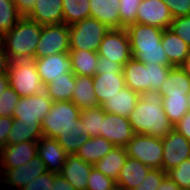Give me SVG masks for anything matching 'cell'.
<instances>
[{
    "label": "cell",
    "mask_w": 190,
    "mask_h": 190,
    "mask_svg": "<svg viewBox=\"0 0 190 190\" xmlns=\"http://www.w3.org/2000/svg\"><path fill=\"white\" fill-rule=\"evenodd\" d=\"M37 156L48 171L60 174L68 154L55 138L41 137L38 140Z\"/></svg>",
    "instance_id": "17"
},
{
    "label": "cell",
    "mask_w": 190,
    "mask_h": 190,
    "mask_svg": "<svg viewBox=\"0 0 190 190\" xmlns=\"http://www.w3.org/2000/svg\"><path fill=\"white\" fill-rule=\"evenodd\" d=\"M80 119L83 122V135L91 137H101L102 120L104 119V109L101 105L94 108L81 110Z\"/></svg>",
    "instance_id": "35"
},
{
    "label": "cell",
    "mask_w": 190,
    "mask_h": 190,
    "mask_svg": "<svg viewBox=\"0 0 190 190\" xmlns=\"http://www.w3.org/2000/svg\"><path fill=\"white\" fill-rule=\"evenodd\" d=\"M109 29L105 24L92 17L70 25V50L98 52L100 43Z\"/></svg>",
    "instance_id": "4"
},
{
    "label": "cell",
    "mask_w": 190,
    "mask_h": 190,
    "mask_svg": "<svg viewBox=\"0 0 190 190\" xmlns=\"http://www.w3.org/2000/svg\"><path fill=\"white\" fill-rule=\"evenodd\" d=\"M161 43L167 55L168 62L173 66H180L190 54V46L172 30L164 29Z\"/></svg>",
    "instance_id": "23"
},
{
    "label": "cell",
    "mask_w": 190,
    "mask_h": 190,
    "mask_svg": "<svg viewBox=\"0 0 190 190\" xmlns=\"http://www.w3.org/2000/svg\"><path fill=\"white\" fill-rule=\"evenodd\" d=\"M106 72L123 73V66L105 57H99L96 74H105Z\"/></svg>",
    "instance_id": "47"
},
{
    "label": "cell",
    "mask_w": 190,
    "mask_h": 190,
    "mask_svg": "<svg viewBox=\"0 0 190 190\" xmlns=\"http://www.w3.org/2000/svg\"><path fill=\"white\" fill-rule=\"evenodd\" d=\"M100 130L101 137L116 147H125L134 135L128 118L105 111Z\"/></svg>",
    "instance_id": "13"
},
{
    "label": "cell",
    "mask_w": 190,
    "mask_h": 190,
    "mask_svg": "<svg viewBox=\"0 0 190 190\" xmlns=\"http://www.w3.org/2000/svg\"><path fill=\"white\" fill-rule=\"evenodd\" d=\"M12 124V117H0V150L7 145L8 133L11 130Z\"/></svg>",
    "instance_id": "48"
},
{
    "label": "cell",
    "mask_w": 190,
    "mask_h": 190,
    "mask_svg": "<svg viewBox=\"0 0 190 190\" xmlns=\"http://www.w3.org/2000/svg\"><path fill=\"white\" fill-rule=\"evenodd\" d=\"M42 134L41 124H25L13 119L11 130L8 133L7 145H14L24 141H38Z\"/></svg>",
    "instance_id": "33"
},
{
    "label": "cell",
    "mask_w": 190,
    "mask_h": 190,
    "mask_svg": "<svg viewBox=\"0 0 190 190\" xmlns=\"http://www.w3.org/2000/svg\"><path fill=\"white\" fill-rule=\"evenodd\" d=\"M51 190H76L61 174H56Z\"/></svg>",
    "instance_id": "51"
},
{
    "label": "cell",
    "mask_w": 190,
    "mask_h": 190,
    "mask_svg": "<svg viewBox=\"0 0 190 190\" xmlns=\"http://www.w3.org/2000/svg\"><path fill=\"white\" fill-rule=\"evenodd\" d=\"M37 0H14L16 9L22 17H27Z\"/></svg>",
    "instance_id": "50"
},
{
    "label": "cell",
    "mask_w": 190,
    "mask_h": 190,
    "mask_svg": "<svg viewBox=\"0 0 190 190\" xmlns=\"http://www.w3.org/2000/svg\"><path fill=\"white\" fill-rule=\"evenodd\" d=\"M69 56L72 59V72L74 75L95 76L99 59L98 52L88 50H70Z\"/></svg>",
    "instance_id": "30"
},
{
    "label": "cell",
    "mask_w": 190,
    "mask_h": 190,
    "mask_svg": "<svg viewBox=\"0 0 190 190\" xmlns=\"http://www.w3.org/2000/svg\"><path fill=\"white\" fill-rule=\"evenodd\" d=\"M87 182L86 190H109L116 183L112 178L105 176L94 167L89 174Z\"/></svg>",
    "instance_id": "42"
},
{
    "label": "cell",
    "mask_w": 190,
    "mask_h": 190,
    "mask_svg": "<svg viewBox=\"0 0 190 190\" xmlns=\"http://www.w3.org/2000/svg\"><path fill=\"white\" fill-rule=\"evenodd\" d=\"M125 86L141 94L147 92V64L131 58L123 66Z\"/></svg>",
    "instance_id": "26"
},
{
    "label": "cell",
    "mask_w": 190,
    "mask_h": 190,
    "mask_svg": "<svg viewBox=\"0 0 190 190\" xmlns=\"http://www.w3.org/2000/svg\"><path fill=\"white\" fill-rule=\"evenodd\" d=\"M142 0H120V25L123 28L136 23L137 11Z\"/></svg>",
    "instance_id": "39"
},
{
    "label": "cell",
    "mask_w": 190,
    "mask_h": 190,
    "mask_svg": "<svg viewBox=\"0 0 190 190\" xmlns=\"http://www.w3.org/2000/svg\"><path fill=\"white\" fill-rule=\"evenodd\" d=\"M55 175V173L47 171L38 177L33 178V180L29 181V183H27V185L21 190H51Z\"/></svg>",
    "instance_id": "45"
},
{
    "label": "cell",
    "mask_w": 190,
    "mask_h": 190,
    "mask_svg": "<svg viewBox=\"0 0 190 190\" xmlns=\"http://www.w3.org/2000/svg\"><path fill=\"white\" fill-rule=\"evenodd\" d=\"M34 61L44 86L62 77V74L72 71V59L69 52L35 58Z\"/></svg>",
    "instance_id": "15"
},
{
    "label": "cell",
    "mask_w": 190,
    "mask_h": 190,
    "mask_svg": "<svg viewBox=\"0 0 190 190\" xmlns=\"http://www.w3.org/2000/svg\"><path fill=\"white\" fill-rule=\"evenodd\" d=\"M172 65H159L155 63L147 64V92L158 91L164 80L168 77Z\"/></svg>",
    "instance_id": "38"
},
{
    "label": "cell",
    "mask_w": 190,
    "mask_h": 190,
    "mask_svg": "<svg viewBox=\"0 0 190 190\" xmlns=\"http://www.w3.org/2000/svg\"><path fill=\"white\" fill-rule=\"evenodd\" d=\"M83 133V122L79 117L74 129L60 130L56 140L68 155H74L80 146L91 138L90 135H83Z\"/></svg>",
    "instance_id": "31"
},
{
    "label": "cell",
    "mask_w": 190,
    "mask_h": 190,
    "mask_svg": "<svg viewBox=\"0 0 190 190\" xmlns=\"http://www.w3.org/2000/svg\"><path fill=\"white\" fill-rule=\"evenodd\" d=\"M8 77L10 86L20 97L32 96L44 90L34 59L10 61Z\"/></svg>",
    "instance_id": "5"
},
{
    "label": "cell",
    "mask_w": 190,
    "mask_h": 190,
    "mask_svg": "<svg viewBox=\"0 0 190 190\" xmlns=\"http://www.w3.org/2000/svg\"><path fill=\"white\" fill-rule=\"evenodd\" d=\"M27 18L42 26L63 23L62 0H37Z\"/></svg>",
    "instance_id": "20"
},
{
    "label": "cell",
    "mask_w": 190,
    "mask_h": 190,
    "mask_svg": "<svg viewBox=\"0 0 190 190\" xmlns=\"http://www.w3.org/2000/svg\"><path fill=\"white\" fill-rule=\"evenodd\" d=\"M47 168L36 155L31 161L14 169H0V184L21 190L33 178L47 172Z\"/></svg>",
    "instance_id": "11"
},
{
    "label": "cell",
    "mask_w": 190,
    "mask_h": 190,
    "mask_svg": "<svg viewBox=\"0 0 190 190\" xmlns=\"http://www.w3.org/2000/svg\"><path fill=\"white\" fill-rule=\"evenodd\" d=\"M113 147L115 146L103 137H91L80 146L75 155L84 162L94 165L105 157Z\"/></svg>",
    "instance_id": "27"
},
{
    "label": "cell",
    "mask_w": 190,
    "mask_h": 190,
    "mask_svg": "<svg viewBox=\"0 0 190 190\" xmlns=\"http://www.w3.org/2000/svg\"><path fill=\"white\" fill-rule=\"evenodd\" d=\"M150 169L149 166L142 164L139 160L128 156L116 184L127 190H134L144 180Z\"/></svg>",
    "instance_id": "24"
},
{
    "label": "cell",
    "mask_w": 190,
    "mask_h": 190,
    "mask_svg": "<svg viewBox=\"0 0 190 190\" xmlns=\"http://www.w3.org/2000/svg\"><path fill=\"white\" fill-rule=\"evenodd\" d=\"M63 23L70 26L90 17L89 0H62Z\"/></svg>",
    "instance_id": "34"
},
{
    "label": "cell",
    "mask_w": 190,
    "mask_h": 190,
    "mask_svg": "<svg viewBox=\"0 0 190 190\" xmlns=\"http://www.w3.org/2000/svg\"><path fill=\"white\" fill-rule=\"evenodd\" d=\"M94 166L84 162L77 155H68L61 175L76 189L86 190L88 177Z\"/></svg>",
    "instance_id": "18"
},
{
    "label": "cell",
    "mask_w": 190,
    "mask_h": 190,
    "mask_svg": "<svg viewBox=\"0 0 190 190\" xmlns=\"http://www.w3.org/2000/svg\"><path fill=\"white\" fill-rule=\"evenodd\" d=\"M53 100L43 90L32 96L20 97L12 118L25 124H41L51 110Z\"/></svg>",
    "instance_id": "8"
},
{
    "label": "cell",
    "mask_w": 190,
    "mask_h": 190,
    "mask_svg": "<svg viewBox=\"0 0 190 190\" xmlns=\"http://www.w3.org/2000/svg\"><path fill=\"white\" fill-rule=\"evenodd\" d=\"M99 57L108 58L124 66L131 58V47L125 28L109 29L98 50Z\"/></svg>",
    "instance_id": "10"
},
{
    "label": "cell",
    "mask_w": 190,
    "mask_h": 190,
    "mask_svg": "<svg viewBox=\"0 0 190 190\" xmlns=\"http://www.w3.org/2000/svg\"><path fill=\"white\" fill-rule=\"evenodd\" d=\"M128 120L134 134L164 138L174 129L164 112L163 96L155 90L140 94L136 108L129 114Z\"/></svg>",
    "instance_id": "1"
},
{
    "label": "cell",
    "mask_w": 190,
    "mask_h": 190,
    "mask_svg": "<svg viewBox=\"0 0 190 190\" xmlns=\"http://www.w3.org/2000/svg\"><path fill=\"white\" fill-rule=\"evenodd\" d=\"M109 190H127V189L115 183Z\"/></svg>",
    "instance_id": "56"
},
{
    "label": "cell",
    "mask_w": 190,
    "mask_h": 190,
    "mask_svg": "<svg viewBox=\"0 0 190 190\" xmlns=\"http://www.w3.org/2000/svg\"><path fill=\"white\" fill-rule=\"evenodd\" d=\"M81 110L72 101H53L41 122L43 137L57 138L60 130L74 129Z\"/></svg>",
    "instance_id": "6"
},
{
    "label": "cell",
    "mask_w": 190,
    "mask_h": 190,
    "mask_svg": "<svg viewBox=\"0 0 190 190\" xmlns=\"http://www.w3.org/2000/svg\"><path fill=\"white\" fill-rule=\"evenodd\" d=\"M169 29L190 46V14L173 18Z\"/></svg>",
    "instance_id": "44"
},
{
    "label": "cell",
    "mask_w": 190,
    "mask_h": 190,
    "mask_svg": "<svg viewBox=\"0 0 190 190\" xmlns=\"http://www.w3.org/2000/svg\"><path fill=\"white\" fill-rule=\"evenodd\" d=\"M127 155L139 160L153 169H162L163 145L162 138L144 134H134L125 146Z\"/></svg>",
    "instance_id": "7"
},
{
    "label": "cell",
    "mask_w": 190,
    "mask_h": 190,
    "mask_svg": "<svg viewBox=\"0 0 190 190\" xmlns=\"http://www.w3.org/2000/svg\"><path fill=\"white\" fill-rule=\"evenodd\" d=\"M158 91L163 97L188 95L190 93V78L180 66L172 67Z\"/></svg>",
    "instance_id": "28"
},
{
    "label": "cell",
    "mask_w": 190,
    "mask_h": 190,
    "mask_svg": "<svg viewBox=\"0 0 190 190\" xmlns=\"http://www.w3.org/2000/svg\"><path fill=\"white\" fill-rule=\"evenodd\" d=\"M38 150V141L18 142L0 150V169H14L31 161Z\"/></svg>",
    "instance_id": "16"
},
{
    "label": "cell",
    "mask_w": 190,
    "mask_h": 190,
    "mask_svg": "<svg viewBox=\"0 0 190 190\" xmlns=\"http://www.w3.org/2000/svg\"><path fill=\"white\" fill-rule=\"evenodd\" d=\"M172 21L171 12L162 0L141 1L137 11L136 23L168 29Z\"/></svg>",
    "instance_id": "14"
},
{
    "label": "cell",
    "mask_w": 190,
    "mask_h": 190,
    "mask_svg": "<svg viewBox=\"0 0 190 190\" xmlns=\"http://www.w3.org/2000/svg\"><path fill=\"white\" fill-rule=\"evenodd\" d=\"M163 109L174 126L189 111L188 95L164 96Z\"/></svg>",
    "instance_id": "36"
},
{
    "label": "cell",
    "mask_w": 190,
    "mask_h": 190,
    "mask_svg": "<svg viewBox=\"0 0 190 190\" xmlns=\"http://www.w3.org/2000/svg\"><path fill=\"white\" fill-rule=\"evenodd\" d=\"M167 175L181 190H190V158L183 160L178 166L168 171Z\"/></svg>",
    "instance_id": "40"
},
{
    "label": "cell",
    "mask_w": 190,
    "mask_h": 190,
    "mask_svg": "<svg viewBox=\"0 0 190 190\" xmlns=\"http://www.w3.org/2000/svg\"><path fill=\"white\" fill-rule=\"evenodd\" d=\"M188 104H189V110H190V93L188 94Z\"/></svg>",
    "instance_id": "57"
},
{
    "label": "cell",
    "mask_w": 190,
    "mask_h": 190,
    "mask_svg": "<svg viewBox=\"0 0 190 190\" xmlns=\"http://www.w3.org/2000/svg\"><path fill=\"white\" fill-rule=\"evenodd\" d=\"M70 51L69 26L65 23L43 25L40 41L37 44L35 58Z\"/></svg>",
    "instance_id": "9"
},
{
    "label": "cell",
    "mask_w": 190,
    "mask_h": 190,
    "mask_svg": "<svg viewBox=\"0 0 190 190\" xmlns=\"http://www.w3.org/2000/svg\"><path fill=\"white\" fill-rule=\"evenodd\" d=\"M90 17L105 24L110 29H122L120 25V0H89Z\"/></svg>",
    "instance_id": "21"
},
{
    "label": "cell",
    "mask_w": 190,
    "mask_h": 190,
    "mask_svg": "<svg viewBox=\"0 0 190 190\" xmlns=\"http://www.w3.org/2000/svg\"><path fill=\"white\" fill-rule=\"evenodd\" d=\"M42 25L22 17L16 25L2 36V46L10 61L35 59Z\"/></svg>",
    "instance_id": "3"
},
{
    "label": "cell",
    "mask_w": 190,
    "mask_h": 190,
    "mask_svg": "<svg viewBox=\"0 0 190 190\" xmlns=\"http://www.w3.org/2000/svg\"><path fill=\"white\" fill-rule=\"evenodd\" d=\"M132 57L144 64L171 65L161 43L164 29L135 23L125 28Z\"/></svg>",
    "instance_id": "2"
},
{
    "label": "cell",
    "mask_w": 190,
    "mask_h": 190,
    "mask_svg": "<svg viewBox=\"0 0 190 190\" xmlns=\"http://www.w3.org/2000/svg\"><path fill=\"white\" fill-rule=\"evenodd\" d=\"M2 45V36L0 35V46Z\"/></svg>",
    "instance_id": "58"
},
{
    "label": "cell",
    "mask_w": 190,
    "mask_h": 190,
    "mask_svg": "<svg viewBox=\"0 0 190 190\" xmlns=\"http://www.w3.org/2000/svg\"><path fill=\"white\" fill-rule=\"evenodd\" d=\"M71 101L80 109L97 107L96 94L93 88V78L91 76L75 75V87Z\"/></svg>",
    "instance_id": "25"
},
{
    "label": "cell",
    "mask_w": 190,
    "mask_h": 190,
    "mask_svg": "<svg viewBox=\"0 0 190 190\" xmlns=\"http://www.w3.org/2000/svg\"><path fill=\"white\" fill-rule=\"evenodd\" d=\"M180 68L190 78V54L187 56L184 62L180 65Z\"/></svg>",
    "instance_id": "55"
},
{
    "label": "cell",
    "mask_w": 190,
    "mask_h": 190,
    "mask_svg": "<svg viewBox=\"0 0 190 190\" xmlns=\"http://www.w3.org/2000/svg\"><path fill=\"white\" fill-rule=\"evenodd\" d=\"M162 145V169L166 173L178 166L183 160L190 158V142L176 129L162 138Z\"/></svg>",
    "instance_id": "12"
},
{
    "label": "cell",
    "mask_w": 190,
    "mask_h": 190,
    "mask_svg": "<svg viewBox=\"0 0 190 190\" xmlns=\"http://www.w3.org/2000/svg\"><path fill=\"white\" fill-rule=\"evenodd\" d=\"M169 8L173 18L190 14V0H162Z\"/></svg>",
    "instance_id": "46"
},
{
    "label": "cell",
    "mask_w": 190,
    "mask_h": 190,
    "mask_svg": "<svg viewBox=\"0 0 190 190\" xmlns=\"http://www.w3.org/2000/svg\"><path fill=\"white\" fill-rule=\"evenodd\" d=\"M174 129L190 142V110L174 125Z\"/></svg>",
    "instance_id": "49"
},
{
    "label": "cell",
    "mask_w": 190,
    "mask_h": 190,
    "mask_svg": "<svg viewBox=\"0 0 190 190\" xmlns=\"http://www.w3.org/2000/svg\"><path fill=\"white\" fill-rule=\"evenodd\" d=\"M127 151L125 147H113L110 152L95 163L93 166L105 176L117 181L120 171L127 159Z\"/></svg>",
    "instance_id": "29"
},
{
    "label": "cell",
    "mask_w": 190,
    "mask_h": 190,
    "mask_svg": "<svg viewBox=\"0 0 190 190\" xmlns=\"http://www.w3.org/2000/svg\"><path fill=\"white\" fill-rule=\"evenodd\" d=\"M20 99V95L11 87L0 95V117H12L14 109Z\"/></svg>",
    "instance_id": "41"
},
{
    "label": "cell",
    "mask_w": 190,
    "mask_h": 190,
    "mask_svg": "<svg viewBox=\"0 0 190 190\" xmlns=\"http://www.w3.org/2000/svg\"><path fill=\"white\" fill-rule=\"evenodd\" d=\"M139 98V93L125 86L101 106L107 113L128 118L129 114L136 108Z\"/></svg>",
    "instance_id": "22"
},
{
    "label": "cell",
    "mask_w": 190,
    "mask_h": 190,
    "mask_svg": "<svg viewBox=\"0 0 190 190\" xmlns=\"http://www.w3.org/2000/svg\"><path fill=\"white\" fill-rule=\"evenodd\" d=\"M92 78L96 101L99 105H102L125 87L123 73L106 72L105 74H95Z\"/></svg>",
    "instance_id": "19"
},
{
    "label": "cell",
    "mask_w": 190,
    "mask_h": 190,
    "mask_svg": "<svg viewBox=\"0 0 190 190\" xmlns=\"http://www.w3.org/2000/svg\"><path fill=\"white\" fill-rule=\"evenodd\" d=\"M157 190H181L180 187L167 175Z\"/></svg>",
    "instance_id": "53"
},
{
    "label": "cell",
    "mask_w": 190,
    "mask_h": 190,
    "mask_svg": "<svg viewBox=\"0 0 190 190\" xmlns=\"http://www.w3.org/2000/svg\"><path fill=\"white\" fill-rule=\"evenodd\" d=\"M74 87L75 75L70 71L44 86V91L53 101H71Z\"/></svg>",
    "instance_id": "32"
},
{
    "label": "cell",
    "mask_w": 190,
    "mask_h": 190,
    "mask_svg": "<svg viewBox=\"0 0 190 190\" xmlns=\"http://www.w3.org/2000/svg\"><path fill=\"white\" fill-rule=\"evenodd\" d=\"M10 64V59L8 54L5 52L4 47L0 46V75L8 74V66Z\"/></svg>",
    "instance_id": "52"
},
{
    "label": "cell",
    "mask_w": 190,
    "mask_h": 190,
    "mask_svg": "<svg viewBox=\"0 0 190 190\" xmlns=\"http://www.w3.org/2000/svg\"><path fill=\"white\" fill-rule=\"evenodd\" d=\"M22 18L13 0H0V35L10 31Z\"/></svg>",
    "instance_id": "37"
},
{
    "label": "cell",
    "mask_w": 190,
    "mask_h": 190,
    "mask_svg": "<svg viewBox=\"0 0 190 190\" xmlns=\"http://www.w3.org/2000/svg\"><path fill=\"white\" fill-rule=\"evenodd\" d=\"M9 77L8 74L0 75V95L3 93L7 87H9Z\"/></svg>",
    "instance_id": "54"
},
{
    "label": "cell",
    "mask_w": 190,
    "mask_h": 190,
    "mask_svg": "<svg viewBox=\"0 0 190 190\" xmlns=\"http://www.w3.org/2000/svg\"><path fill=\"white\" fill-rule=\"evenodd\" d=\"M166 176L167 173L163 169L151 168L144 180L134 190H157Z\"/></svg>",
    "instance_id": "43"
}]
</instances>
